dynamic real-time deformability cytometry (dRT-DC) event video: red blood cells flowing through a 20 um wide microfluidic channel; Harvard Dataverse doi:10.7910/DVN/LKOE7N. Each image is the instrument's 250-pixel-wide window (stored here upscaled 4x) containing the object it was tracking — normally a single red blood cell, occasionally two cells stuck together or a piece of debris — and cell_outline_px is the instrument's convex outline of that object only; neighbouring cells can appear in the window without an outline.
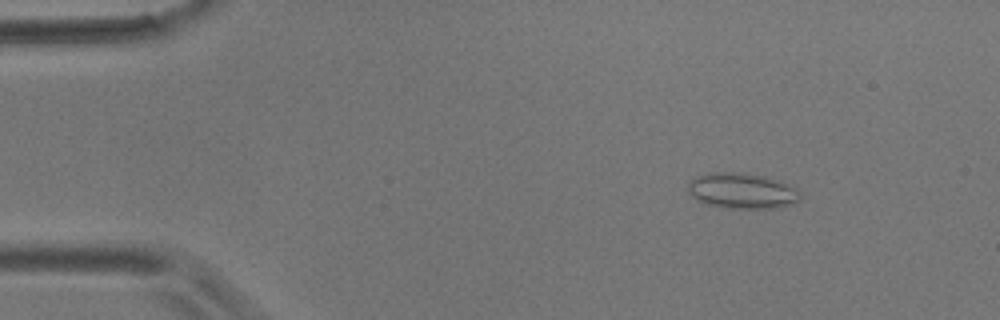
{"species": "common noctule bat (a hibernating species)", "species_latin": "Nyctalus noctula", "temperature_condition": "room temperature", "stored_images_in_passage": 6, "camera_frame_rate_fps": 3000, "um_per_image_px": 0.085, "animal": {"sex": "male", "body_mass_g": 17.9}, "frame": {"image": 1, "passage_image": 3, "time_ms": 2.333, "image_size_px": [1000, 320], "cell_outline_px": [[800, 200], [788, 204], [772, 208], [728, 208], [704, 204], [696, 200], [688, 192], [688, 184], [696, 176], [712, 172], [740, 172], [764, 176], [776, 180], [796, 188], [800, 196]], "centroid_in_image_um": [63.01, 16.22], "position_along_channel_um": 22.0, "area_um2": 23.12}}